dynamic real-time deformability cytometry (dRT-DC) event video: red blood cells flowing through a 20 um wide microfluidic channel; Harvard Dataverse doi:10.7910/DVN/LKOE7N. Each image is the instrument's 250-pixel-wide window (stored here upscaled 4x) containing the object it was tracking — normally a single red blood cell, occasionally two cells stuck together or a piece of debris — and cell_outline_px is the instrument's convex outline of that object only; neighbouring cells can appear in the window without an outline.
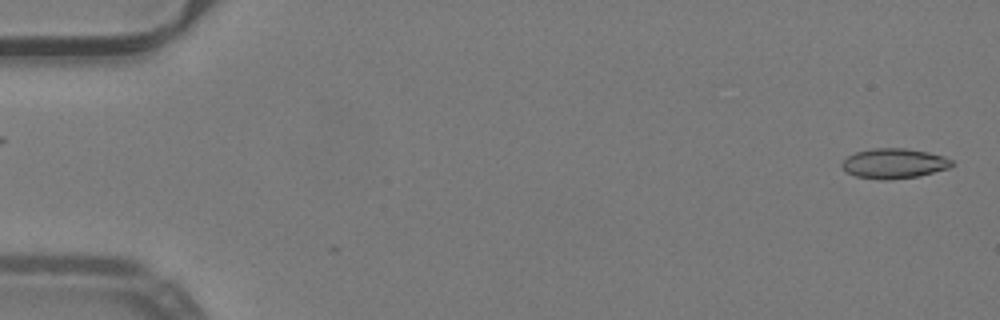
{"species": "common noctule bat (a hibernating species)", "species_latin": "Nyctalus noctula", "temperature_condition": "warm", "stored_images_in_passage": 3, "camera_frame_rate_fps": 3000, "um_per_image_px": 0.085, "animal": {"sex": "male", "body_mass_g": 19.2, "forearm_length_mm": 51.8}, "frame": {"image": 1, "passage_image": 1, "time_ms": 0.0, "image_size_px": [1000, 320], "cell_outline_px": [[952, 168], [920, 176], [888, 180], [880, 180], [856, 176], [844, 172], [840, 164], [848, 156], [856, 152], [872, 148], [904, 148], [928, 152], [944, 156], [952, 160]], "centroid_in_image_um": [75.99, 13.9], "position_along_channel_um": 9.0, "area_um2": 19.48}}